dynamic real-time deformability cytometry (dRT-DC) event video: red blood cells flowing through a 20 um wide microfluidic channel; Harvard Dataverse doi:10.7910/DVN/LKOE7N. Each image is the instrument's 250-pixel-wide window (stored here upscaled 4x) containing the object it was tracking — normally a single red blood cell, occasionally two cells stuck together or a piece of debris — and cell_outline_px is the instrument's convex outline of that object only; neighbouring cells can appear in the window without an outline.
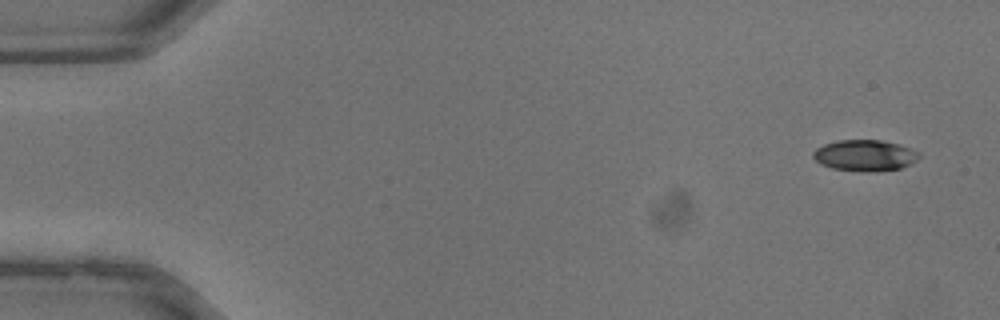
{"species": "common noctule bat (a hibernating species)", "species_latin": "Nyctalus noctula", "temperature_condition": "warm", "stored_images_in_passage": 10, "camera_frame_rate_fps": 3000, "um_per_image_px": 0.085, "animal": {"sex": "male", "body_mass_g": 13.3}, "frame": {"image": 1, "passage_image": 1, "time_ms": 0.0, "image_size_px": [1000, 320], "cell_outline_px": [[920, 156], [916, 160], [900, 168], [876, 172], [860, 172], [832, 168], [820, 164], [812, 156], [812, 152], [816, 148], [824, 144], [840, 140], [880, 140], [896, 144], [920, 152]], "centroid_in_image_um": [73.47, 13.22], "position_along_channel_um": 11.5, "area_um2": 19.19}}